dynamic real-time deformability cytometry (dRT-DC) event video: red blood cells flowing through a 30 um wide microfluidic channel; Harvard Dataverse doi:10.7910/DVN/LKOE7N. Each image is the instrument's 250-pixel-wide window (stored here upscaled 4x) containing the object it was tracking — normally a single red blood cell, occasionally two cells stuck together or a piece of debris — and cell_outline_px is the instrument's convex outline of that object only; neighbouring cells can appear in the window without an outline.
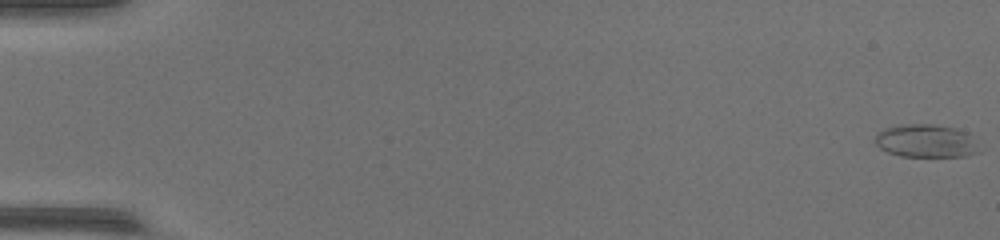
{"species": "common noctule bat (a hibernating species)", "species_latin": "Nyctalus noctula", "temperature_condition": "warm", "stored_images_in_passage": 49, "camera_frame_rate_fps": 3000, "um_per_image_px": 0.085, "animal": {"sex": "female", "body_mass_g": 17.0, "forearm_length_mm": 48.0}, "frame": {"image": 1, "passage_image": 1, "time_ms": 0.0, "image_size_px": [1000, 240], "cell_outline_px": [[980, 152], [964, 156], [900, 156], [888, 152], [880, 148], [872, 140], [876, 132], [884, 128], [900, 124], [932, 124], [956, 128], [968, 132], [980, 148]], "centroid_in_image_um": [78.68, 11.97], "position_along_channel_um": 6.3, "area_um2": 20.35}}
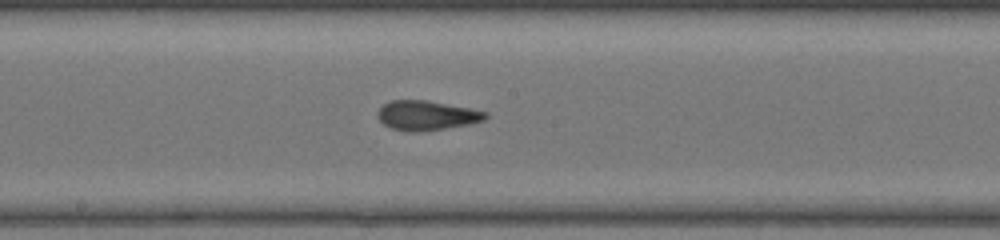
{"frame": {"image": 2, "passage_image": 28, "time_ms": 9.0, "image_size_px": [1000, 240], "cell_outline_px": [[488, 116], [484, 120], [472, 124], [416, 132], [408, 132], [392, 128], [384, 124], [376, 116], [376, 112], [384, 104], [392, 100], [428, 100], [472, 108], [488, 112]], "centroid_in_image_um": [36.29, 9.8], "position_along_channel_um": 211.9, "area_um2": 18.73}}
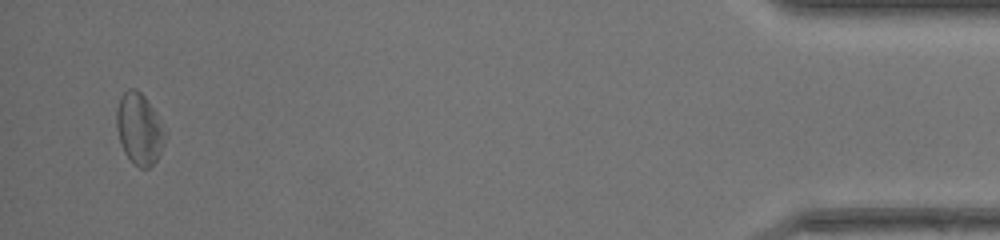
{"frame": {"image": 3, "passage_image": 48, "time_ms": 15.667, "image_size_px": [1000, 240], "cell_outline_px": [[168, 132], [164, 144], [156, 160], [148, 168], [140, 168], [132, 164], [124, 152], [116, 128], [116, 108], [120, 96], [128, 88], [136, 88], [148, 100], [156, 112]], "centroid_in_image_um": [11.85, 10.94], "position_along_channel_um": 423.3, "area_um2": 20.58}, "authors_computed_cell_mechanics": {"area_um2": 19.1318, "velocity_mm_per_s": 4.3521, "shape_relaxation_time_tau1_ms": 3.283, "shape_relaxation_time_tau2_ms": 2.359, "deformation_change_tau1": 0.1314, "deformation_change_tau2": 0.1088}}